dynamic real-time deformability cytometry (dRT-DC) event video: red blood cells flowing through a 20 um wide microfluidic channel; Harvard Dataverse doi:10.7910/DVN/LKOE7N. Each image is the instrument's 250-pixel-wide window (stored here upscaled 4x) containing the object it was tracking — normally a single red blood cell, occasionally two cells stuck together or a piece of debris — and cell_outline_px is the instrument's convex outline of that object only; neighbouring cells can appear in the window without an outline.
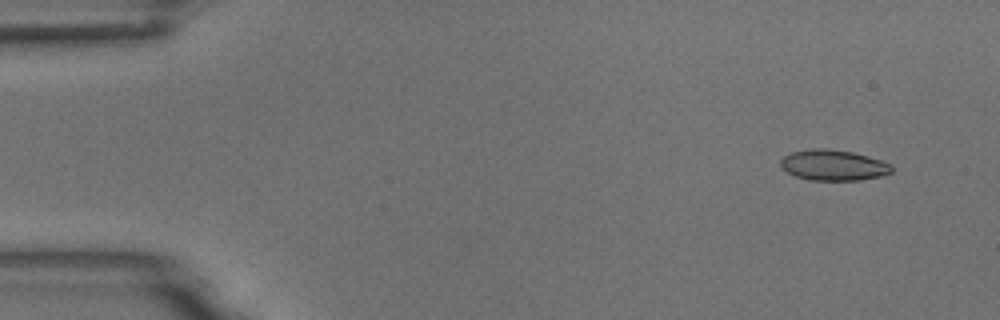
{"species": "common noctule bat (a hibernating species)", "species_latin": "Nyctalus noctula", "temperature_condition": "room temperature", "stored_images_in_passage": 7, "camera_frame_rate_fps": 3000, "um_per_image_px": 0.085, "animal": {"sex": "male", "body_mass_g": 18.8}, "frame": {"image": 1, "passage_image": 2, "time_ms": 0.333, "image_size_px": [1000, 320], "cell_outline_px": [[892, 172], [880, 176], [860, 180], [812, 180], [796, 176], [788, 172], [780, 164], [780, 160], [784, 156], [792, 152], [812, 148], [828, 148], [852, 152], [868, 156], [892, 164]], "centroid_in_image_um": [70.85, 14.03], "position_along_channel_um": 14.1, "area_um2": 19.77}}
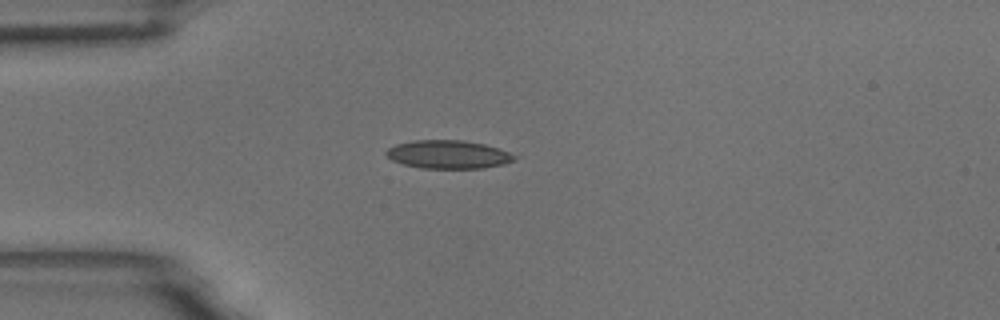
{"frame": {"image": 2, "passage_image": 5, "time_ms": 1.333, "image_size_px": [1000, 320], "cell_outline_px": [[524, 156], [504, 164], [484, 168], [420, 168], [404, 164], [392, 160], [384, 152], [388, 148], [396, 144], [412, 140], [464, 140], [484, 144]], "centroid_in_image_um": [38.16, 13.12], "position_along_channel_um": 46.8, "area_um2": 21.39}}
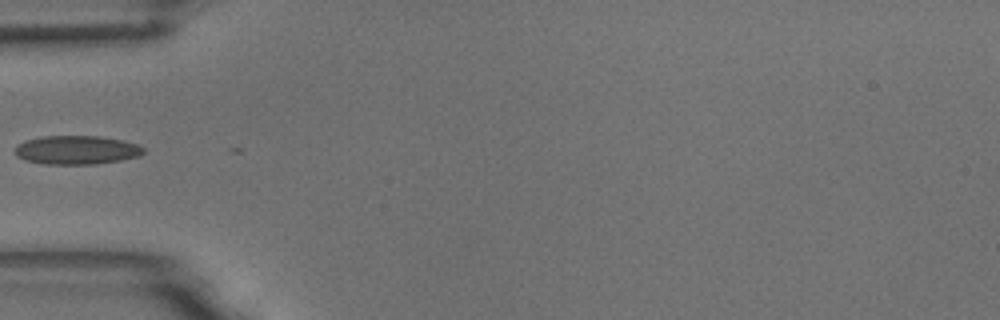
{"frame": {"image": 3, "passage_image": 6, "time_ms": 1.667, "image_size_px": [1000, 320], "cell_outline_px": [[144, 152], [140, 156], [120, 160], [96, 164], [44, 164], [24, 160], [16, 156], [12, 152], [16, 144], [24, 140], [40, 136], [100, 136], [124, 140], [136, 144], [144, 148]], "centroid_in_image_um": [6.45, 12.74], "position_along_channel_um": 78.6, "area_um2": 21.91}}